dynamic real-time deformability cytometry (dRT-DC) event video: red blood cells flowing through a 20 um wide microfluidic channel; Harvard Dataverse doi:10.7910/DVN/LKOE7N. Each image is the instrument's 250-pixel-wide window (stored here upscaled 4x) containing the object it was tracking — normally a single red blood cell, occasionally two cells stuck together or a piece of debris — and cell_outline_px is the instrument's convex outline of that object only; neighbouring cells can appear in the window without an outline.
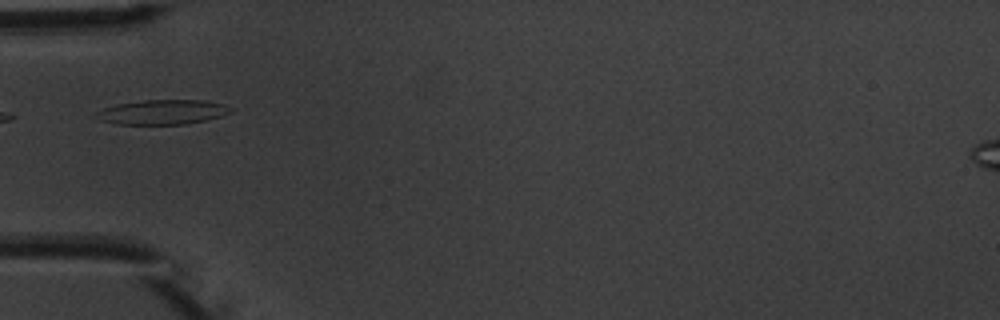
{"species": "common noctule bat (a hibernating species)", "species_latin": "Nyctalus noctula", "temperature_condition": "warm", "stored_images_in_passage": 4, "camera_frame_rate_fps": 3000, "um_per_image_px": 0.085, "animal": {"sex": "male", "body_mass_g": 20.1, "forearm_length_mm": 53.5}, "frame": {"image": 1, "passage_image": 4, "time_ms": 3.667, "image_size_px": [1000, 320], "cell_outline_px": [[232, 112], [208, 120], [184, 124], [116, 124], [100, 120], [92, 116], [96, 112], [104, 108], [116, 104], [144, 100], [204, 100], [224, 104], [232, 108]], "centroid_in_image_um": [13.8, 9.53], "position_along_channel_um": 71.2, "area_um2": 19.42}}